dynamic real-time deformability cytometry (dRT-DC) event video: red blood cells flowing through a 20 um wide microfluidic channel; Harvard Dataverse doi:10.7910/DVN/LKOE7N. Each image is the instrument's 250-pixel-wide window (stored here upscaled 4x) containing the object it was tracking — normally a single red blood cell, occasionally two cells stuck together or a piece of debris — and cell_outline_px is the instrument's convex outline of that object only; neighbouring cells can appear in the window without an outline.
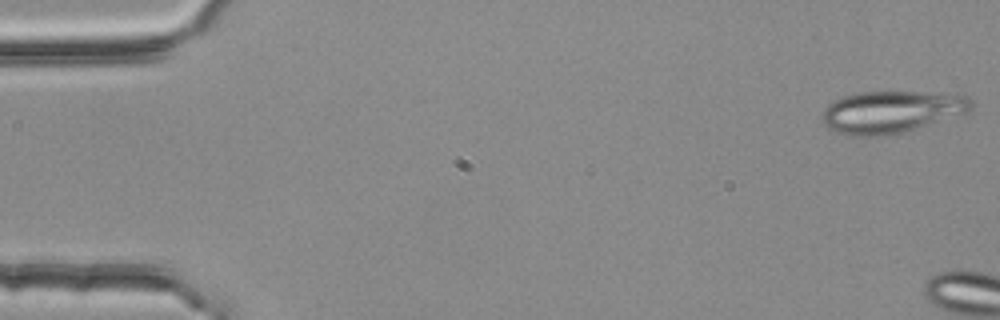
{"species": "common noctule bat (a hibernating species)", "species_latin": "Nyctalus noctula", "temperature_condition": "room temperature", "stored_images_in_passage": 5, "camera_frame_rate_fps": 3000, "um_per_image_px": 0.085, "animal": {"sex": "female", "body_mass_g": 25.1}, "frame": {"image": 1, "passage_image": 1, "time_ms": 0.0, "image_size_px": [1000, 320], "cell_outline_px": [[976, 104], [968, 112], [916, 128], [884, 136], [852, 136], [836, 132], [828, 128], [820, 120], [820, 116], [824, 108], [832, 100], [856, 92], [956, 92], [968, 96]], "centroid_in_image_um": [75.78, 9.48], "position_along_channel_um": 9.2, "area_um2": 37.17}}